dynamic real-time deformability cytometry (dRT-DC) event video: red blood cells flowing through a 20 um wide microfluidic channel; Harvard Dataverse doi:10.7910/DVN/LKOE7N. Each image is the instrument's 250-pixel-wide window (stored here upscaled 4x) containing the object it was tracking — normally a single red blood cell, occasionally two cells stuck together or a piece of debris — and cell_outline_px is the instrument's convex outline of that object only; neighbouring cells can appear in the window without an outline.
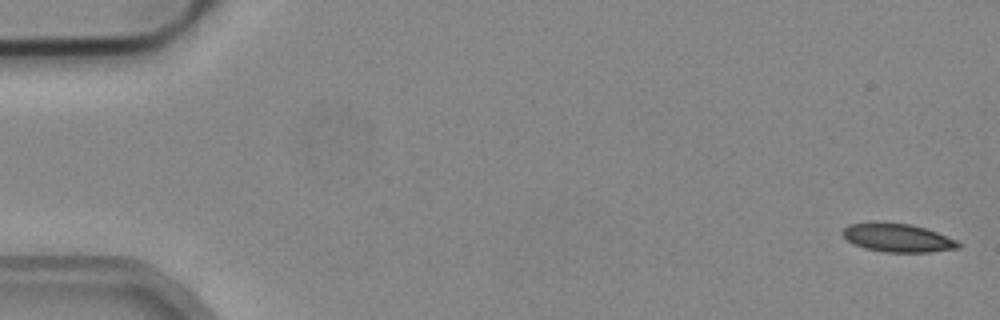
{"species": "common noctule bat (a hibernating species)", "species_latin": "Nyctalus noctula", "temperature_condition": "cold", "stored_images_in_passage": 5, "camera_frame_rate_fps": 3000, "um_per_image_px": 0.085, "animal": {"sex": "male", "body_mass_g": 19.2, "forearm_length_mm": 51.8}, "frame": {"image": 1, "passage_image": 1, "time_ms": 0.0, "image_size_px": [1000, 320], "cell_outline_px": [[960, 248], [932, 252], [888, 252], [864, 248], [848, 240], [840, 232], [848, 224], [908, 224], [924, 228], [936, 232], [956, 240], [960, 244]], "centroid_in_image_um": [76.34, 20.25], "position_along_channel_um": 8.7, "area_um2": 18.44}}